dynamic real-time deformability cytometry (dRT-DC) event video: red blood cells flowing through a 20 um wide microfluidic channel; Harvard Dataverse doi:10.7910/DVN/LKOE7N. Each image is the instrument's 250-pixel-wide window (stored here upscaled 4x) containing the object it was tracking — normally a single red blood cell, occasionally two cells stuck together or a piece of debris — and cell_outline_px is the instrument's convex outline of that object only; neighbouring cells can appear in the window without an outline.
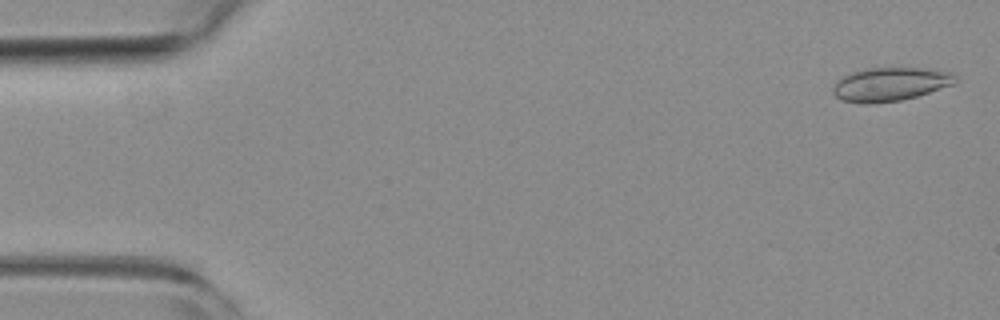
{"species": "common noctule bat (a hibernating species)", "species_latin": "Nyctalus noctula", "temperature_condition": "room temperature", "stored_images_in_passage": 55, "camera_frame_rate_fps": 3000, "um_per_image_px": 0.085, "animal": {"sex": "female", "body_mass_g": 19.3, "forearm_length_mm": 54.1}, "frame": {"image": 1, "passage_image": 2, "time_ms": 0.333, "image_size_px": [1000, 320], "cell_outline_px": [[960, 80], [956, 84], [916, 96], [900, 100], [872, 104], [868, 104], [840, 100], [832, 92], [832, 88], [836, 80], [852, 72], [868, 68], [948, 68], [960, 76]], "centroid_in_image_um": [75.79, 7.13], "position_along_channel_um": 9.2, "area_um2": 24.68}}
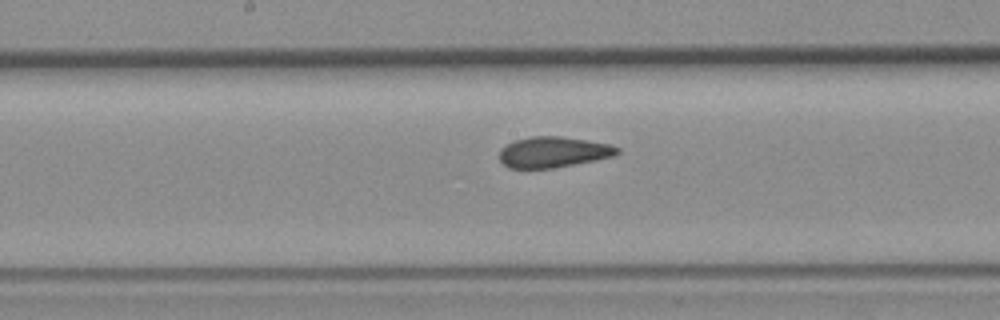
{"frame": {"image": 2, "passage_image": 28, "time_ms": 9.0, "image_size_px": [1000, 320], "cell_outline_px": [[620, 152], [616, 156], [596, 160], [552, 168], [508, 168], [500, 160], [500, 148], [516, 140], [532, 136], [560, 136], [612, 144], [620, 148]], "centroid_in_image_um": [47.07, 12.92], "position_along_channel_um": 201.1, "area_um2": 21.15}}
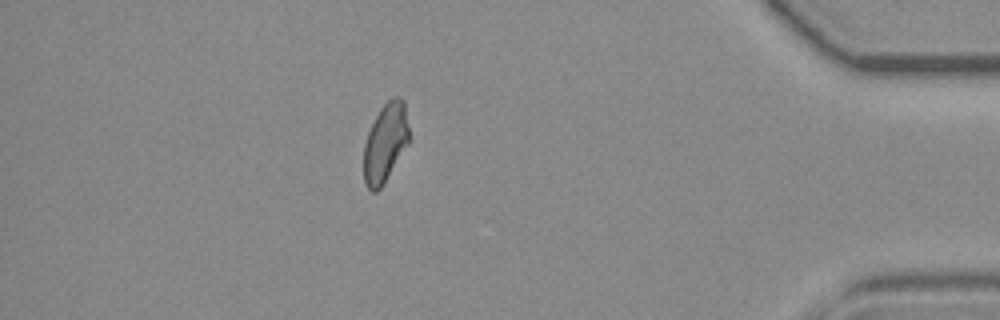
{"frame": {"image": 3, "passage_image": 48, "time_ms": 15.667, "image_size_px": [1000, 320], "cell_outline_px": [[408, 144], [380, 188], [376, 192], [372, 192], [364, 184], [364, 144], [368, 132], [380, 108], [392, 96], [400, 96], [404, 100], [408, 128]], "centroid_in_image_um": [32.74, 12.11], "position_along_channel_um": 402.5, "area_um2": 20.58}, "authors_computed_cell_mechanics": {"area_um2": 21.675, "velocity_mm_per_s": 3.7327, "shape_relaxation_time_tau1_ms": null, "shape_relaxation_time_tau2_ms": 1.4342, "deformation_change_tau1": null, "deformation_change_tau2": 0.0554}}